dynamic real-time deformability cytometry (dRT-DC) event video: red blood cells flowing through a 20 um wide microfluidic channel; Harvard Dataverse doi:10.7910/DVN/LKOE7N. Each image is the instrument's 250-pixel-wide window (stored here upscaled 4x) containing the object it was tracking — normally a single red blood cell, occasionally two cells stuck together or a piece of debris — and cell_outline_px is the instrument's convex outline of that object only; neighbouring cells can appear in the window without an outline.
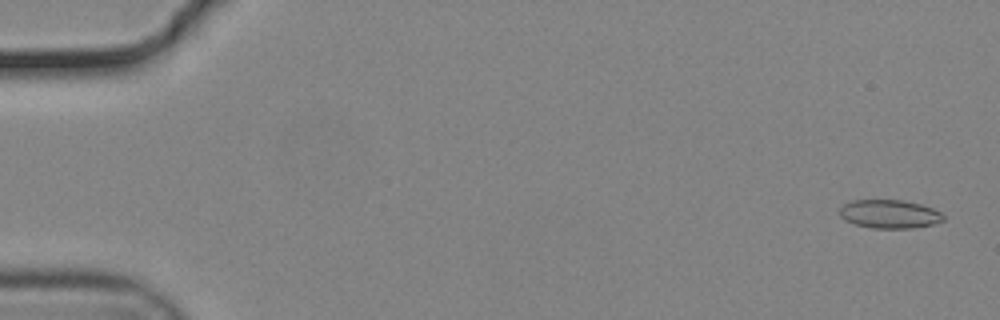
{"species": "common noctule bat (a hibernating species)", "species_latin": "Nyctalus noctula", "temperature_condition": "cold", "stored_images_in_passage": 20, "camera_frame_rate_fps": 3000, "um_per_image_px": 0.085, "animal": {"sex": "male", "body_mass_g": 19.2, "forearm_length_mm": 51.8}, "frame": {"image": 1, "passage_image": 2, "time_ms": 0.333, "image_size_px": [1000, 320], "cell_outline_px": [[944, 220], [932, 224], [912, 228], [872, 228], [856, 224], [844, 220], [840, 216], [840, 208], [844, 204], [852, 200], [904, 200], [920, 204], [932, 208], [940, 212], [944, 216]], "centroid_in_image_um": [75.6, 18.19], "position_along_channel_um": 9.4, "area_um2": 17.17}}
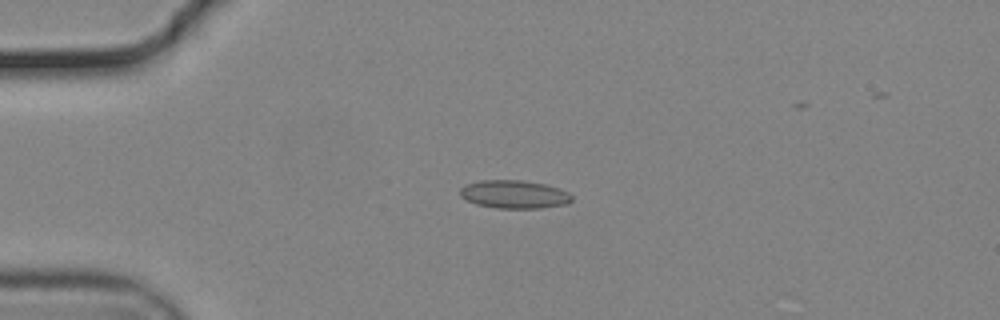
{"frame": {"image": 2, "passage_image": 14, "time_ms": 4.333, "image_size_px": [1000, 320], "cell_outline_px": [[572, 200], [568, 204], [540, 208], [496, 208], [476, 204], [460, 196], [460, 188], [464, 184], [480, 180], [520, 180], [544, 184], [560, 188], [568, 192], [572, 196]], "centroid_in_image_um": [43.71, 16.51], "position_along_channel_um": 41.3, "area_um2": 18.44}}
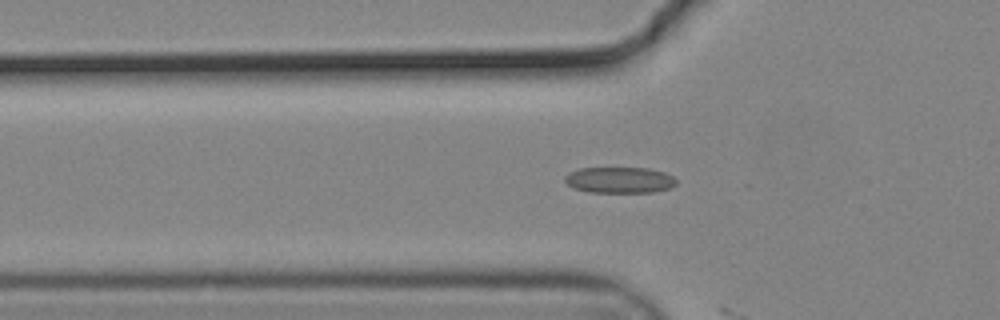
{"frame": {"image": 3, "passage_image": 19, "time_ms": 6.0, "image_size_px": [1000, 320], "cell_outline_px": [[676, 184], [668, 188], [652, 192], [588, 192], [572, 188], [564, 180], [564, 176], [568, 172], [580, 168], [648, 168], [664, 172], [672, 176], [676, 180]], "centroid_in_image_um": [52.61, 15.3], "position_along_channel_um": 73.2, "area_um2": 16.94}}